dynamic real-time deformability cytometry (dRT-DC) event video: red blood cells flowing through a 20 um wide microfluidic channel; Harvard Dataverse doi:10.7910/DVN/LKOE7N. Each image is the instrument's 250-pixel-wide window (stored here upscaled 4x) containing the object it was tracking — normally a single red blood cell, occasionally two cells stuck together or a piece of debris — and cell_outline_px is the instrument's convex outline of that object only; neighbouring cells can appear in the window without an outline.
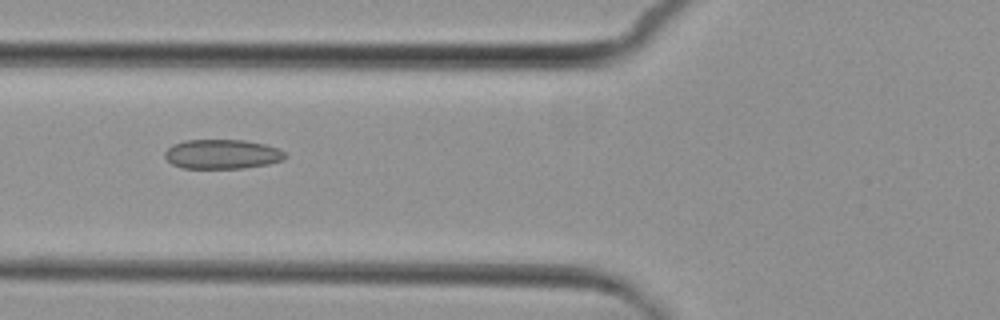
{"species": "common noctule bat (a hibernating species)", "species_latin": "Nyctalus noctula", "temperature_condition": "cold", "stored_images_in_passage": 7, "camera_frame_rate_fps": 3000, "um_per_image_px": 0.085, "animal": {"sex": "female", "body_mass_g": 29.2, "forearm_length_mm": 56.3}, "frame": {"image": 1, "passage_image": 5, "time_ms": 5.333, "image_size_px": [1000, 320], "cell_outline_px": [[288, 156], [284, 160], [268, 164], [244, 168], [184, 168], [172, 164], [164, 156], [164, 152], [172, 144], [184, 140], [244, 140], [264, 144], [276, 148], [284, 152]], "centroid_in_image_um": [18.88, 13.1], "position_along_channel_um": 106.9, "area_um2": 20.69}}
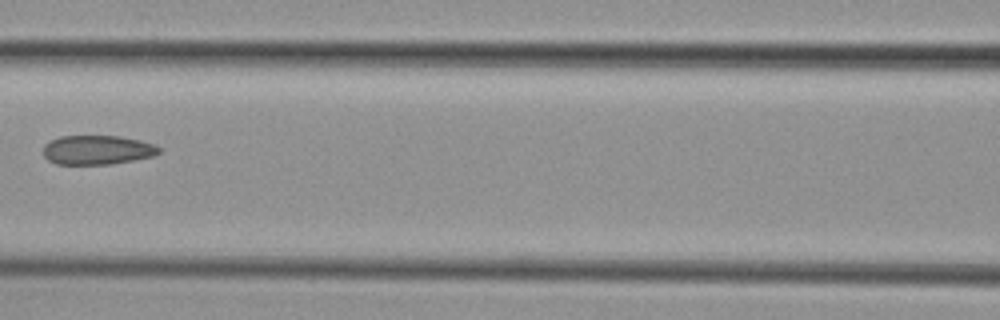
{"frame": {"image": 2, "passage_image": 6, "time_ms": 6.667, "image_size_px": [1000, 320], "cell_outline_px": [[160, 152], [156, 156], [112, 164], [56, 164], [48, 160], [44, 156], [44, 144], [60, 136], [120, 136], [140, 140], [152, 144], [160, 148]], "centroid_in_image_um": [8.28, 12.75], "position_along_channel_um": 158.3, "area_um2": 19.77}}
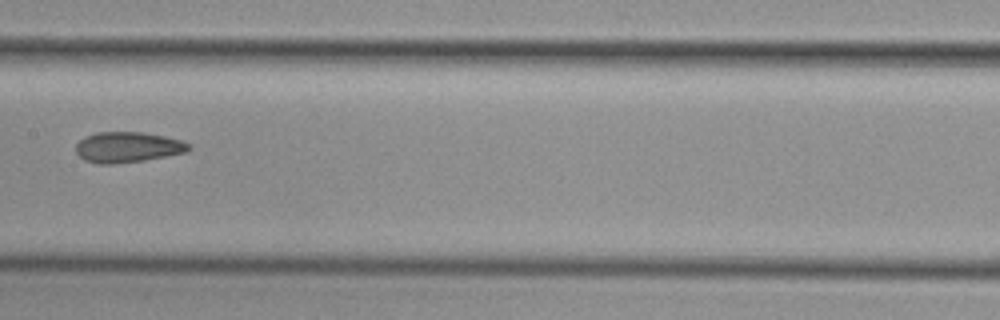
{"frame": {"image": 3, "passage_image": 7, "time_ms": 7.667, "image_size_px": [1000, 320], "cell_outline_px": [[192, 148], [188, 152], [144, 160], [112, 164], [96, 164], [84, 160], [76, 152], [76, 144], [84, 136], [96, 132], [144, 132], [164, 136], [180, 140], [188, 144]], "centroid_in_image_um": [10.83, 12.51], "position_along_channel_um": 196.6, "area_um2": 20.17}}